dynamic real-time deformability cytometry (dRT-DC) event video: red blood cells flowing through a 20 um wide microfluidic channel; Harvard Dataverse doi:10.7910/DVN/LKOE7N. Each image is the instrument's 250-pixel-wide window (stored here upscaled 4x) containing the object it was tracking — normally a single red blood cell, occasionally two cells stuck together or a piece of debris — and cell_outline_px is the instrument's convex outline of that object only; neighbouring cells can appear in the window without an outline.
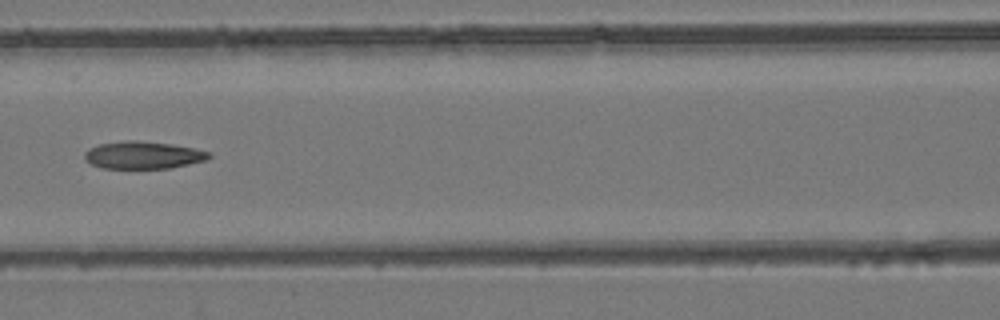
{"species": "common noctule bat (a hibernating species)", "species_latin": "Nyctalus noctula", "temperature_condition": "room temperature", "stored_images_in_passage": 8, "camera_frame_rate_fps": 3000, "um_per_image_px": 0.085, "animal": {"sex": "female", "body_mass_g": 24.6, "forearm_length_mm": 56.2}, "frame": {"image": 1, "passage_image": 8, "time_ms": 2.333, "image_size_px": [1000, 320], "cell_outline_px": [[212, 156], [204, 160], [172, 168], [104, 168], [92, 164], [84, 160], [84, 152], [88, 148], [100, 144], [124, 140], [136, 140], [168, 144], [192, 148], [212, 152]], "centroid_in_image_um": [12.13, 13.18], "position_along_channel_um": 154.5, "area_um2": 19.77}}